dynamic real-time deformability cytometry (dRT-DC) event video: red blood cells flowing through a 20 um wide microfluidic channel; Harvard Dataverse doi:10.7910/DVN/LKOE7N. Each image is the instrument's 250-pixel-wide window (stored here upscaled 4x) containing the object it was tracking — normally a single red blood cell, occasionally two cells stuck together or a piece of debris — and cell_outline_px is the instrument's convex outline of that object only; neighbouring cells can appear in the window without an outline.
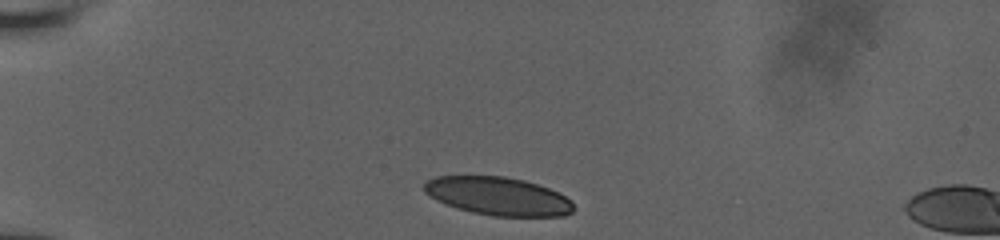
{"species": "human", "species_latin": "Homo sapiens", "temperature_condition": "room temperature", "stored_images_in_passage": 3, "camera_frame_rate_fps": 3000, "um_per_image_px": 0.085, "donor": {"sex": "male"}, "frame": {"image": 1, "passage_image": 1, "time_ms": 0.0, "image_size_px": [1000, 240], "cell_outline_px": [[572, 212], [564, 216], [492, 216], [472, 212], [456, 208], [444, 204], [428, 196], [424, 192], [424, 184], [428, 180], [436, 176], [504, 176], [524, 180], [548, 188], [572, 200]], "centroid_in_image_um": [42.3, 16.67], "position_along_channel_um": 42.7, "area_um2": 33.23}}